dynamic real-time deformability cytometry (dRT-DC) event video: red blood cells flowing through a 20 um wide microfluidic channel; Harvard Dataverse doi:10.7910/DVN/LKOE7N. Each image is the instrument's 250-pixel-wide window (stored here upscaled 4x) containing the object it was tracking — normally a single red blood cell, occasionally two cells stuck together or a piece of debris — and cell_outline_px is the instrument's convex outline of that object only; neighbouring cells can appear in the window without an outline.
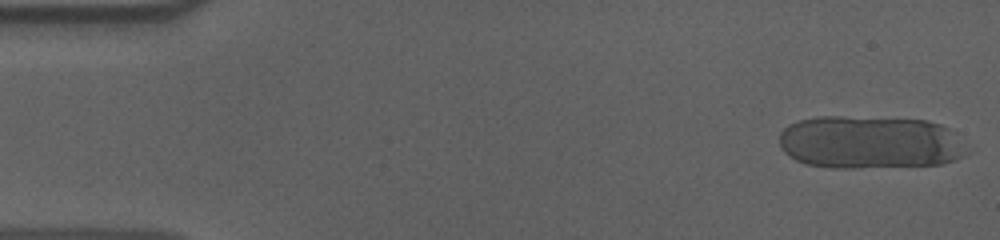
{"species": "human", "species_latin": "Homo sapiens", "temperature_condition": "cold", "stored_images_in_passage": 16, "camera_frame_rate_fps": 3000, "um_per_image_px": 0.085, "donor": {"sex": "male"}, "frame": {"image": 1, "passage_image": 1, "time_ms": 0.0, "image_size_px": [1000, 240], "cell_outline_px": [[968, 152], [964, 156], [956, 160], [940, 164], [852, 168], [832, 168], [808, 164], [796, 160], [788, 156], [784, 152], [780, 144], [780, 132], [788, 124], [800, 120], [820, 116], [840, 116], [928, 120], [940, 124], [948, 128]], "centroid_in_image_um": [73.9, 12.09], "position_along_channel_um": 11.1, "area_um2": 57.92}}